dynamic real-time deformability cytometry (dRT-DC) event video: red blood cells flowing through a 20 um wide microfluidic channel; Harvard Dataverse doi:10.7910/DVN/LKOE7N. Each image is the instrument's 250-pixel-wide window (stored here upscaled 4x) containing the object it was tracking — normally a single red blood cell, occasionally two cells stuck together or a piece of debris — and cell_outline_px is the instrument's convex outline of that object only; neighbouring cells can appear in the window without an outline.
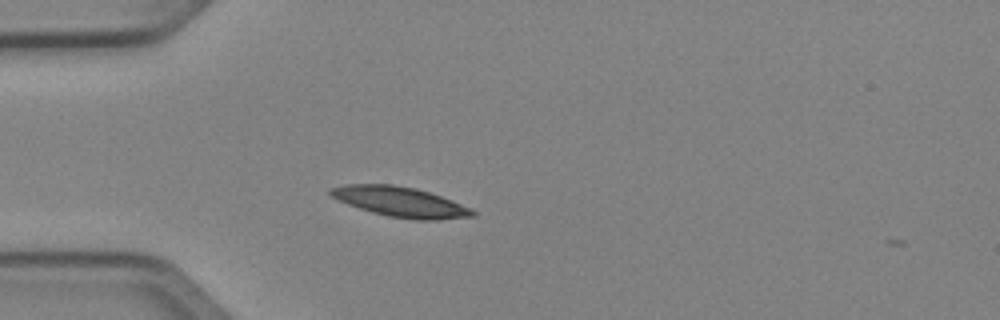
{"species": "Egyptian fruit bat (a non-hibernating species)", "species_latin": "Rousettus aegyptiacus", "temperature_condition": "cold", "stored_images_in_passage": 3, "camera_frame_rate_fps": 3000, "um_per_image_px": 0.085, "animal": {"sex": "female"}, "frame": {"image": 1, "passage_image": 1, "time_ms": 0.0, "image_size_px": [1000, 320], "cell_outline_px": [[476, 216], [436, 220], [416, 220], [388, 216], [372, 212], [348, 204], [332, 196], [328, 192], [328, 188], [344, 184], [392, 184], [416, 188], [452, 200], [472, 208], [476, 212]], "centroid_in_image_um": [34.04, 17.15], "position_along_channel_um": 51.0, "area_um2": 24.85}}